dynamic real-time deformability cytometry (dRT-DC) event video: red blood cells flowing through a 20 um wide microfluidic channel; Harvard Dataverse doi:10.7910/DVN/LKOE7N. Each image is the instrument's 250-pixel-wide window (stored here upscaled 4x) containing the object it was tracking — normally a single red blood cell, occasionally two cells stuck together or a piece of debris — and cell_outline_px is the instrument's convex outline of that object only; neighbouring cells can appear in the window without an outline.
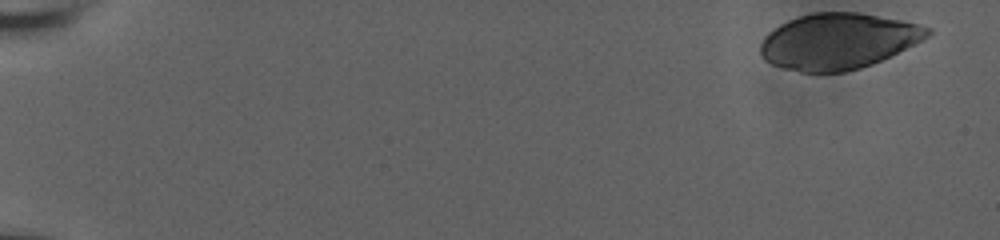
{"species": "human", "species_latin": "Homo sapiens", "temperature_condition": "room temperature", "stored_images_in_passage": 49, "camera_frame_rate_fps": 3000, "um_per_image_px": 0.085, "donor": {"sex": "male"}, "frame": {"image": 1, "passage_image": 1, "time_ms": 0.0, "image_size_px": [1000, 240], "cell_outline_px": [[932, 32], [928, 36], [872, 64], [860, 68], [844, 72], [804, 72], [784, 68], [772, 64], [764, 60], [760, 52], [760, 44], [764, 36], [780, 24], [788, 20], [812, 12], [856, 12], [900, 20], [932, 28]], "centroid_in_image_um": [71.19, 3.5], "position_along_channel_um": 13.8, "area_um2": 53.75}}